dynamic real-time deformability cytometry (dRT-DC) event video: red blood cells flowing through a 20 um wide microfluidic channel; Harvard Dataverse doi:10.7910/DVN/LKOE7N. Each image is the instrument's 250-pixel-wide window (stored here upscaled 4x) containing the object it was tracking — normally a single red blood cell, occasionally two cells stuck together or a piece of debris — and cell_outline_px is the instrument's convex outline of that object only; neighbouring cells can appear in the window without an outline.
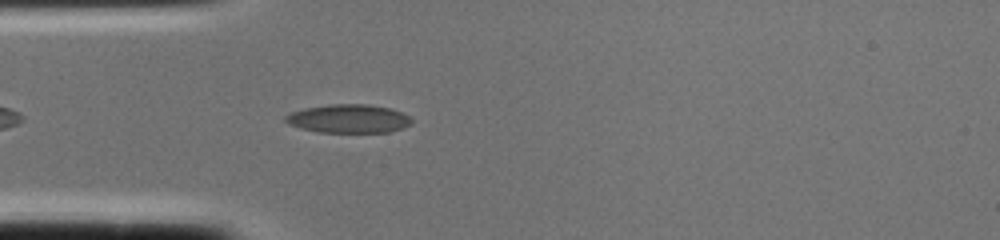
{"species": "common noctule bat (a hibernating species)", "species_latin": "Nyctalus noctula", "temperature_condition": "cold", "stored_images_in_passage": 2, "camera_frame_rate_fps": 3000, "um_per_image_px": 0.085, "animal": {"sex": "female", "body_mass_g": 22.0, "forearm_length_mm": 56.7}, "frame": {"image": 1, "passage_image": 2, "time_ms": 0.333, "image_size_px": [1000, 240], "cell_outline_px": [[412, 124], [404, 128], [388, 132], [316, 132], [300, 128], [288, 124], [284, 120], [284, 116], [292, 112], [304, 108], [332, 104], [368, 104], [392, 108], [408, 116], [412, 120]], "centroid_in_image_um": [29.63, 10.09], "position_along_channel_um": 55.4, "area_um2": 21.1}}